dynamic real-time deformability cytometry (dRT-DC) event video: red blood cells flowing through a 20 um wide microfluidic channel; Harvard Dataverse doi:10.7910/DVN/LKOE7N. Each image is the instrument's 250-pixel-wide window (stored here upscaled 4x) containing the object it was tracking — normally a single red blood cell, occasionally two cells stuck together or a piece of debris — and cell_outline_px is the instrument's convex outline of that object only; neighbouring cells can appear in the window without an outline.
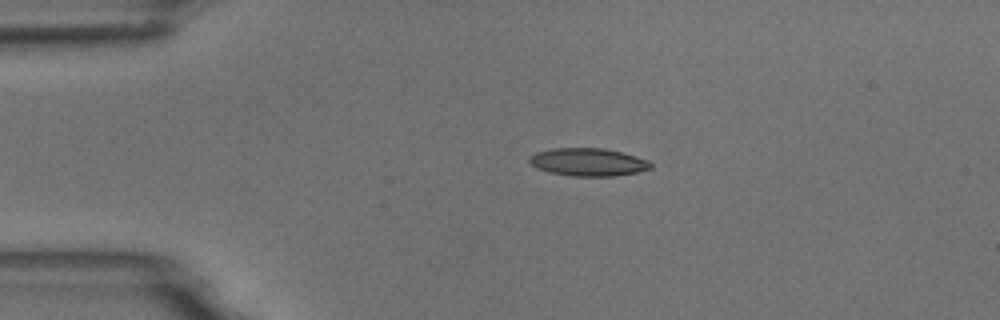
{"species": "common noctule bat (a hibernating species)", "species_latin": "Nyctalus noctula", "temperature_condition": "room temperature", "stored_images_in_passage": 3, "camera_frame_rate_fps": 3000, "um_per_image_px": 0.085, "animal": {"sex": "male", "body_mass_g": 18.8}, "frame": {"image": 1, "passage_image": 2, "time_ms": 1.0, "image_size_px": [1000, 320], "cell_outline_px": [[652, 168], [636, 172], [616, 176], [572, 176], [548, 172], [536, 168], [528, 160], [528, 156], [536, 152], [552, 148], [604, 148], [624, 152], [648, 160], [652, 164]], "centroid_in_image_um": [49.98, 13.77], "position_along_channel_um": 35.0, "area_um2": 19.88}}